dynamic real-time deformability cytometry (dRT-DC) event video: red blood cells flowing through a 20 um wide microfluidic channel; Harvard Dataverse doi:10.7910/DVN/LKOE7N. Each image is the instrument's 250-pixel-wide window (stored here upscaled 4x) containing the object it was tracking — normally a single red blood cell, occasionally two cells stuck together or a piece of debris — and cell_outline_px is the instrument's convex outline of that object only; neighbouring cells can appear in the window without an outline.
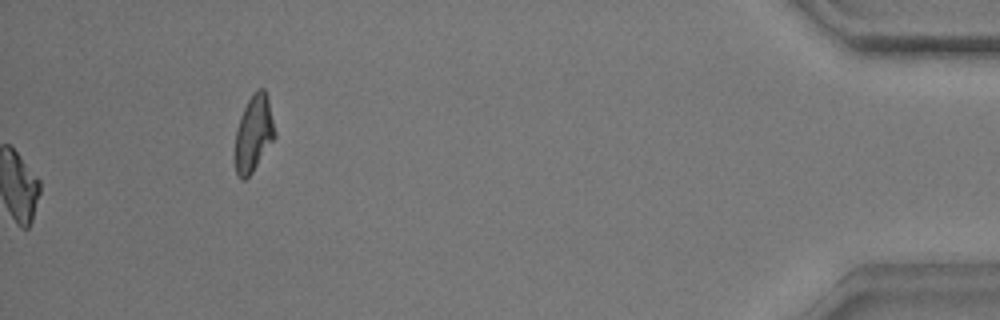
{"species": "common noctule bat (a hibernating species)", "species_latin": "Nyctalus noctula", "temperature_condition": "warm", "stored_images_in_passage": 44, "camera_frame_rate_fps": 3000, "um_per_image_px": 0.085, "animal": {"sex": "male", "body_mass_g": 17.9}, "frame": {"image": 1, "passage_image": 44, "time_ms": 14.333, "image_size_px": [1000, 320], "cell_outline_px": [[276, 136], [252, 172], [244, 180], [240, 180], [236, 172], [236, 128], [240, 116], [248, 100], [256, 88], [264, 88], [268, 100], [276, 132]], "centroid_in_image_um": [21.57, 11.32], "position_along_channel_um": 413.6, "area_um2": 17.46}, "authors_computed_cell_mechanics": {"area_um2": 19.1607, "velocity_mm_per_s": 3.5575, "shape_relaxation_time_tau1_ms": 5.165, "shape_relaxation_time_tau2_ms": 2.7224, "deformation_change_tau1": 0.1879, "deformation_change_tau2": 0.0751}}